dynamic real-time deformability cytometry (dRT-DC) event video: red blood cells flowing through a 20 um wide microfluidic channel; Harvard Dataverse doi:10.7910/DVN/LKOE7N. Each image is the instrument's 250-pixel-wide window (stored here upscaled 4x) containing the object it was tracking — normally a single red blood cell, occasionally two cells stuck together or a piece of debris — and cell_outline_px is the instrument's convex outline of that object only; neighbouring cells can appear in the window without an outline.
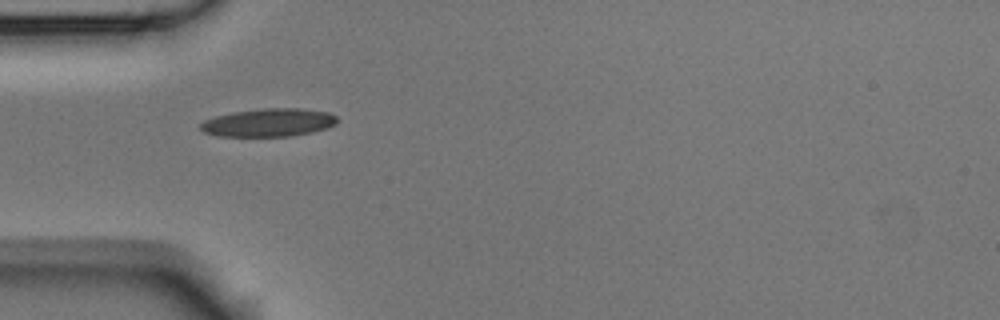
{"species": "Egyptian fruit bat (a non-hibernating species)", "species_latin": "Rousettus aegyptiacus", "temperature_condition": "room temperature", "stored_images_in_passage": 3, "camera_frame_rate_fps": 3000, "um_per_image_px": 0.085, "animal": {"sex": "male"}, "frame": {"image": 1, "passage_image": 2, "time_ms": 0.333, "image_size_px": [1000, 320], "cell_outline_px": [[336, 124], [328, 128], [312, 132], [292, 136], [220, 136], [204, 132], [200, 128], [200, 124], [204, 120], [216, 116], [232, 112], [264, 108], [296, 108], [328, 112], [336, 116]], "centroid_in_image_um": [22.84, 10.42], "position_along_channel_um": 62.2, "area_um2": 22.31}}
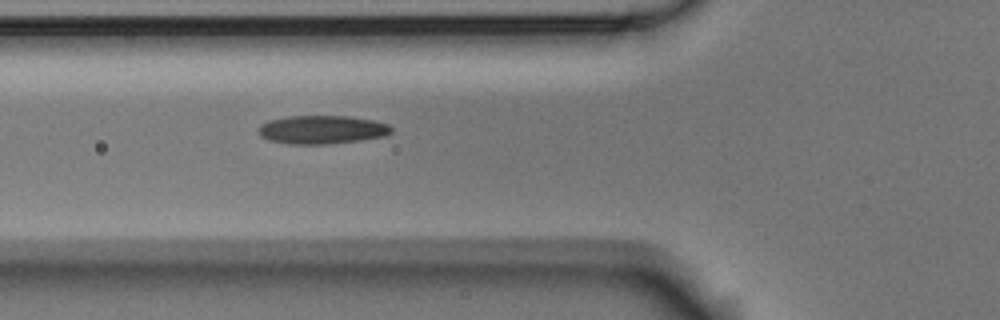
{"frame": {"image": 2, "passage_image": 3, "time_ms": 0.667, "image_size_px": [1000, 320], "cell_outline_px": [[392, 132], [384, 136], [360, 140], [328, 144], [288, 144], [268, 140], [260, 136], [256, 132], [256, 128], [260, 124], [268, 120], [288, 116], [348, 116], [372, 120], [388, 124], [392, 128]], "centroid_in_image_um": [27.3, 11.02], "position_along_channel_um": 98.5, "area_um2": 22.25}}